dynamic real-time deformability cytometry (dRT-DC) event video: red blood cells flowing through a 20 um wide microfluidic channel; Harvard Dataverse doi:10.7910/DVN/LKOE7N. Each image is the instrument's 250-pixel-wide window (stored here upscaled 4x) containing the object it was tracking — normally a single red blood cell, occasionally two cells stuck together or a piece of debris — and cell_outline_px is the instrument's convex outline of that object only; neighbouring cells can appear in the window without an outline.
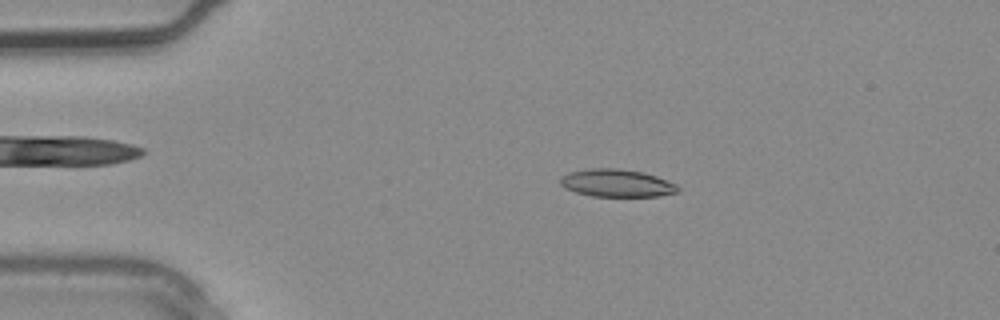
{"species": "common noctule bat (a hibernating species)", "species_latin": "Nyctalus noctula", "temperature_condition": "warm", "stored_images_in_passage": 2, "camera_frame_rate_fps": 3000, "um_per_image_px": 0.085, "animal": {"sex": "male", "body_mass_g": 20.4}, "frame": {"image": 1, "passage_image": 2, "time_ms": 0.333, "image_size_px": [1000, 320], "cell_outline_px": [[680, 188], [676, 192], [660, 196], [592, 196], [576, 192], [564, 188], [560, 184], [560, 176], [568, 172], [588, 168], [616, 168], [644, 172], [656, 176], [676, 184]], "centroid_in_image_um": [52.38, 15.55], "position_along_channel_um": 32.6, "area_um2": 19.02}}